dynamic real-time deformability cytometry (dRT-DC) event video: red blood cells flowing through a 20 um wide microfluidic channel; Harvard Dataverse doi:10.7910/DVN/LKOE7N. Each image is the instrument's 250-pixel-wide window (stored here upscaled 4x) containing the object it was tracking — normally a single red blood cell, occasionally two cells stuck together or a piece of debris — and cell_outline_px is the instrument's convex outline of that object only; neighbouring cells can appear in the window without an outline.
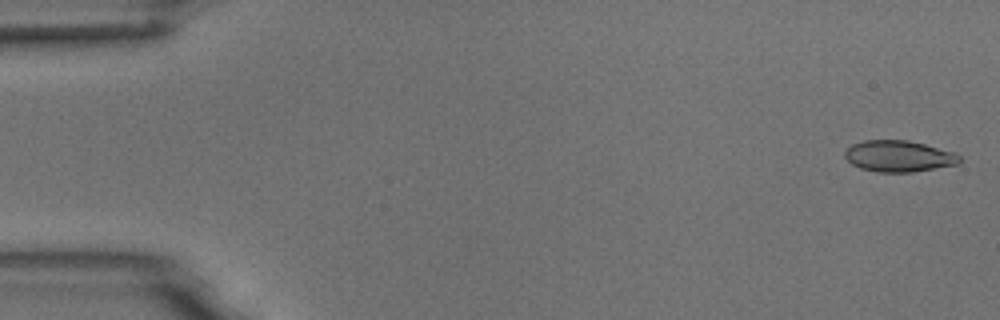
{"species": "common noctule bat (a hibernating species)", "species_latin": "Nyctalus noctula", "temperature_condition": "room temperature", "stored_images_in_passage": 4, "camera_frame_rate_fps": 3000, "um_per_image_px": 0.085, "animal": {"sex": "male", "body_mass_g": 18.8}, "frame": {"image": 1, "passage_image": 1, "time_ms": 0.0, "image_size_px": [1000, 320], "cell_outline_px": [[960, 164], [912, 172], [876, 172], [860, 168], [852, 164], [844, 156], [844, 152], [852, 144], [864, 140], [908, 140], [956, 152], [960, 156]], "centroid_in_image_um": [76.41, 13.27], "position_along_channel_um": 8.6, "area_um2": 21.04}}
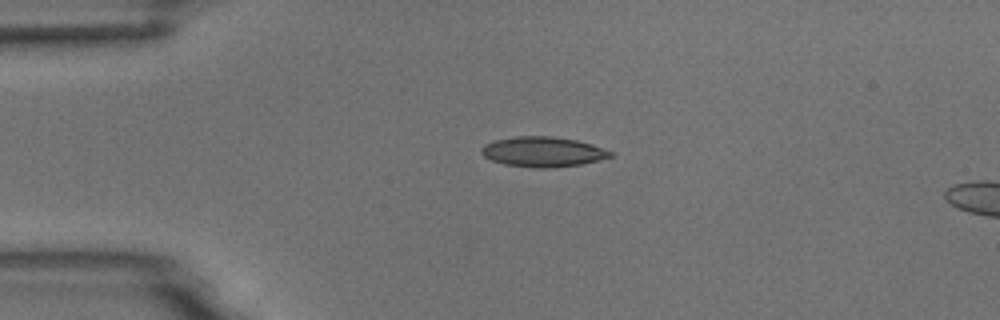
{"frame": {"image": 2, "passage_image": 4, "time_ms": 3.667, "image_size_px": [1000, 320], "cell_outline_px": [[612, 156], [580, 164], [548, 168], [532, 168], [504, 164], [492, 160], [484, 156], [480, 152], [480, 148], [484, 144], [496, 140], [516, 136], [552, 136], [576, 140], [592, 144], [612, 152]], "centroid_in_image_um": [46.09, 12.9], "position_along_channel_um": 38.9, "area_um2": 22.43}}